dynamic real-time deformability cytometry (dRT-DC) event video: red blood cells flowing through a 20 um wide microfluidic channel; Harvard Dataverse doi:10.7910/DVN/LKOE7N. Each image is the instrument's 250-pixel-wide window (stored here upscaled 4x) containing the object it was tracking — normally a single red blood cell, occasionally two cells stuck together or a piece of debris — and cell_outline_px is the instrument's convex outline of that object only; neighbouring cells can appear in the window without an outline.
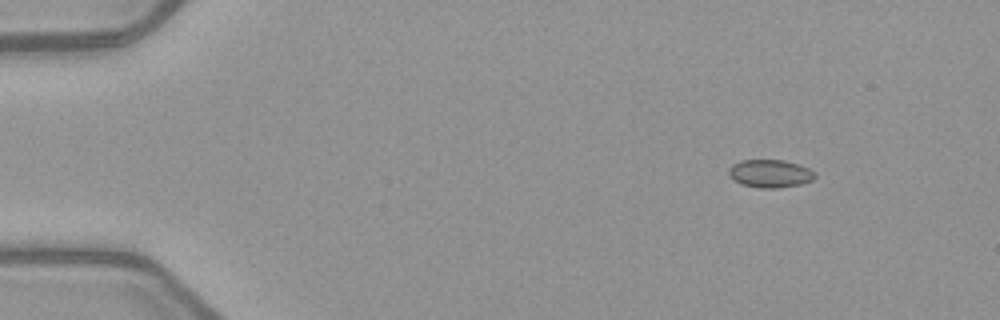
{"species": "common noctule bat (a hibernating species)", "species_latin": "Nyctalus noctula", "temperature_condition": "warm", "stored_images_in_passage": 6, "camera_frame_rate_fps": 3000, "um_per_image_px": 0.085, "animal": {"sex": "female", "body_mass_g": 21.9}, "frame": {"image": 1, "passage_image": 1, "time_ms": 0.0, "image_size_px": [1000, 320], "cell_outline_px": [[816, 176], [812, 180], [800, 184], [776, 188], [760, 188], [740, 184], [732, 180], [728, 176], [728, 168], [732, 164], [740, 160], [784, 160], [800, 164], [816, 172]], "centroid_in_image_um": [65.42, 14.75], "position_along_channel_um": 19.6, "area_um2": 14.28}}
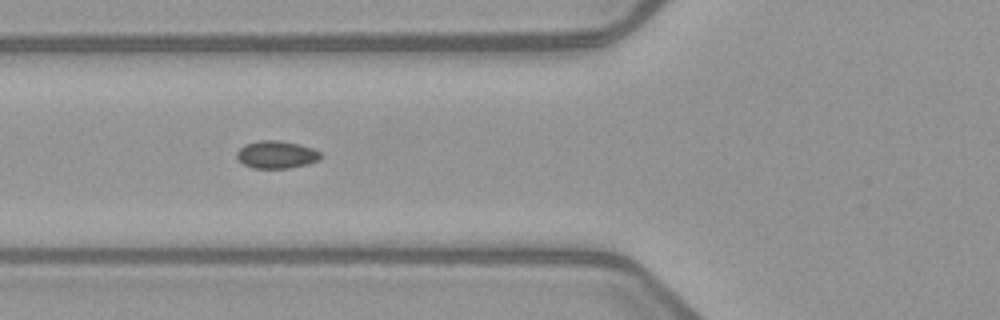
{"frame": {"image": 2, "passage_image": 5, "time_ms": 4.667, "image_size_px": [1000, 320], "cell_outline_px": [[324, 156], [320, 160], [308, 164], [288, 168], [252, 168], [244, 164], [236, 156], [236, 152], [244, 144], [260, 140], [280, 140], [312, 148], [320, 152]], "centroid_in_image_um": [23.51, 13.14], "position_along_channel_um": 102.3, "area_um2": 13.53}}
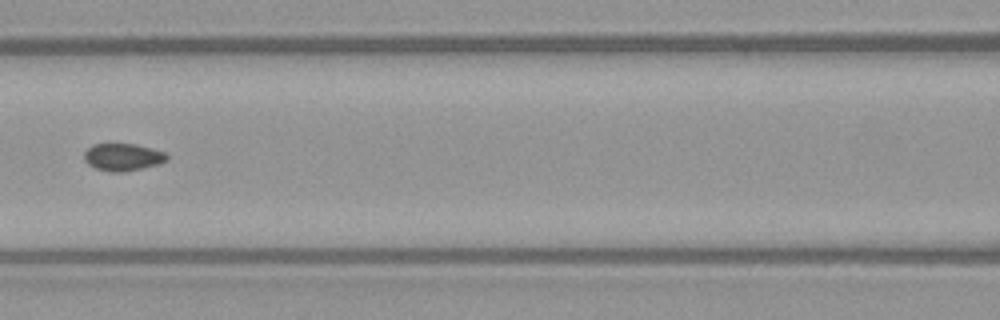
{"frame": {"image": 3, "passage_image": 6, "time_ms": 6.0, "image_size_px": [1000, 320], "cell_outline_px": [[168, 160], [160, 164], [124, 172], [112, 172], [96, 168], [88, 164], [84, 160], [84, 152], [92, 144], [136, 144], [152, 148], [164, 152], [168, 156]], "centroid_in_image_um": [10.45, 13.35], "position_along_channel_um": 156.1, "area_um2": 13.24}}